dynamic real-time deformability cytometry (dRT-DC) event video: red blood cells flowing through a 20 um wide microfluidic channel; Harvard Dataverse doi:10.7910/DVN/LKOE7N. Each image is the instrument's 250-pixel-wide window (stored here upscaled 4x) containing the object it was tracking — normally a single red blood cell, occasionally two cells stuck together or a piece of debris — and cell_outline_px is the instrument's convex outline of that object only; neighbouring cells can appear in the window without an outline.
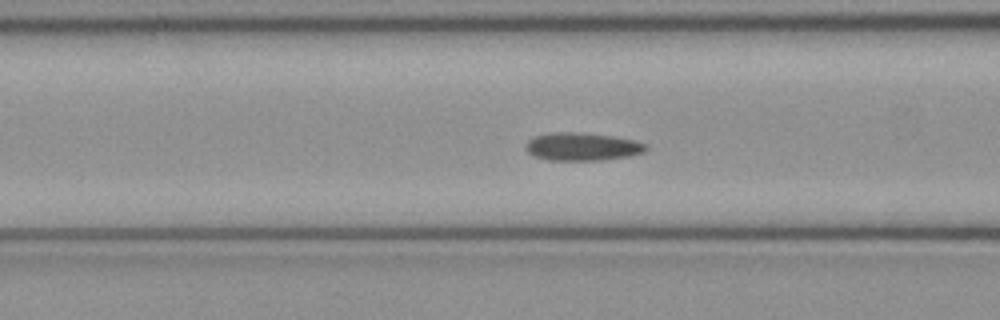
{"species": "common noctule bat (a hibernating species)", "species_latin": "Nyctalus noctula", "temperature_condition": "cold", "stored_images_in_passage": 52, "camera_frame_rate_fps": 3000, "um_per_image_px": 0.085, "animal": {"sex": "female", "body_mass_g": 21.9}, "frame": {"image": 1, "passage_image": 20, "time_ms": 6.333, "image_size_px": [1000, 320], "cell_outline_px": [[648, 148], [644, 152], [632, 156], [600, 160], [548, 160], [536, 156], [528, 152], [524, 148], [524, 144], [528, 140], [536, 136], [552, 132], [580, 132], [612, 136], [632, 140], [648, 144]], "centroid_in_image_um": [49.5, 12.46], "position_along_channel_um": 117.1, "area_um2": 19.65}}
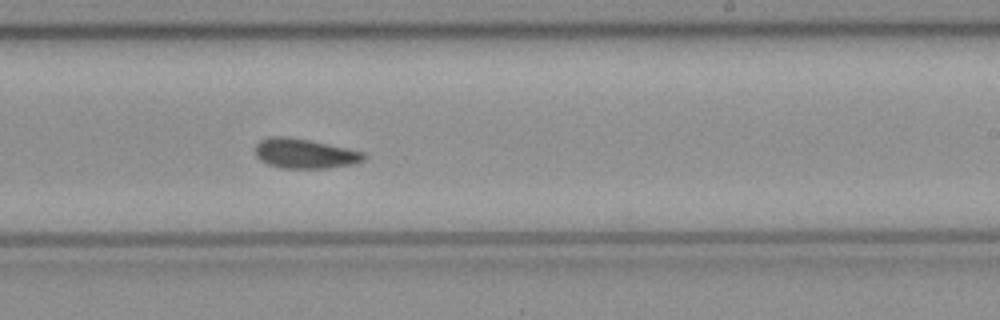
{"frame": {"image": 2, "passage_image": 31, "time_ms": 10.0, "image_size_px": [1000, 320], "cell_outline_px": [[368, 156], [364, 160], [352, 164], [328, 168], [280, 168], [268, 164], [260, 160], [256, 156], [256, 144], [260, 140], [268, 136], [288, 136], [348, 148], [364, 152]], "centroid_in_image_um": [25.9, 13.05], "position_along_channel_um": 263.1, "area_um2": 18.9}}
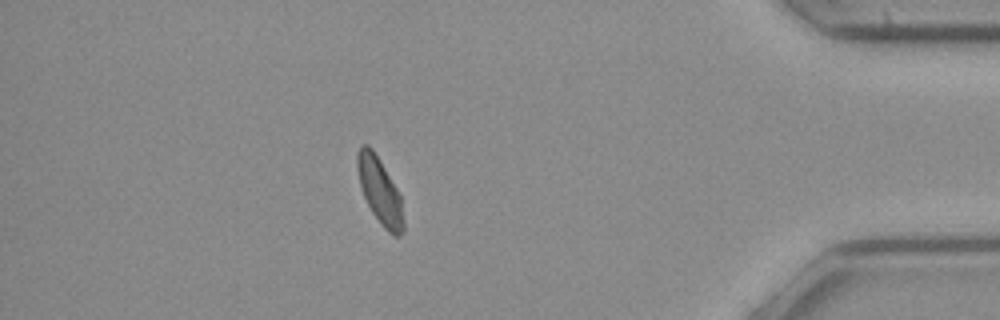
{"frame": {"image": 3, "passage_image": 45, "time_ms": 14.667, "image_size_px": [1000, 320], "cell_outline_px": [[404, 232], [400, 236], [396, 236], [388, 232], [380, 224], [372, 212], [364, 196], [360, 184], [356, 168], [356, 152], [360, 144], [368, 144], [372, 148], [396, 188], [400, 196], [404, 220]], "centroid_in_image_um": [32.26, 16.22], "position_along_channel_um": 402.9, "area_um2": 17.74}, "authors_computed_cell_mechanics": {"area_um2": 18.8717, "velocity_mm_per_s": 3.9812, "shape_relaxation_time_tau1_ms": null, "shape_relaxation_time_tau2_ms": 3.1044, "deformation_change_tau1": null, "deformation_change_tau2": 0.0653}}